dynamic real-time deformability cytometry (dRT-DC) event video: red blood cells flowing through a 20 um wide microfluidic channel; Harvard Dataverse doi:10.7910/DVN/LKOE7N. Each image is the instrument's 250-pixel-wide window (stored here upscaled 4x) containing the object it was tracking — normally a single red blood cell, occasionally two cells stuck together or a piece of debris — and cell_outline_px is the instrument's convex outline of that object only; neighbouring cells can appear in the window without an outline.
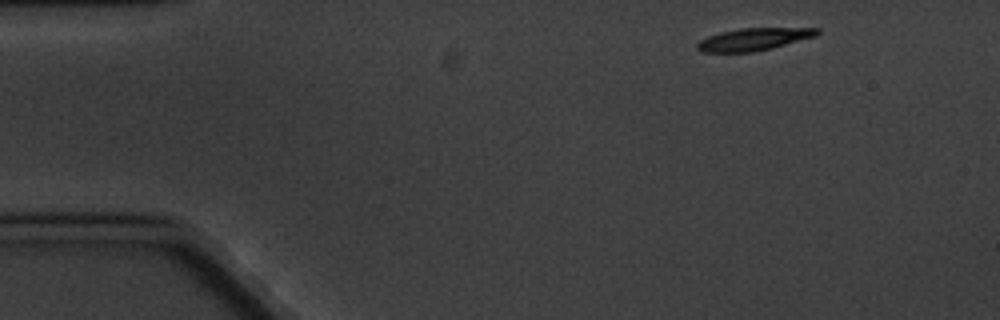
{"species": "common noctule bat (a hibernating species)", "species_latin": "Nyctalus noctula", "temperature_condition": "cold", "stored_images_in_passage": 4, "camera_frame_rate_fps": 3000, "um_per_image_px": 0.085, "animal": {"sex": "male", "body_mass_g": 20.1, "forearm_length_mm": 53.5}, "frame": {"image": 1, "passage_image": 1, "time_ms": 0.0, "image_size_px": [1000, 320], "cell_outline_px": [[820, 32], [816, 36], [772, 48], [752, 52], [700, 52], [696, 48], [696, 44], [700, 40], [708, 36], [720, 32], [740, 28], [820, 28]], "centroid_in_image_um": [64.05, 3.34], "position_along_channel_um": 21.0, "area_um2": 15.66}}